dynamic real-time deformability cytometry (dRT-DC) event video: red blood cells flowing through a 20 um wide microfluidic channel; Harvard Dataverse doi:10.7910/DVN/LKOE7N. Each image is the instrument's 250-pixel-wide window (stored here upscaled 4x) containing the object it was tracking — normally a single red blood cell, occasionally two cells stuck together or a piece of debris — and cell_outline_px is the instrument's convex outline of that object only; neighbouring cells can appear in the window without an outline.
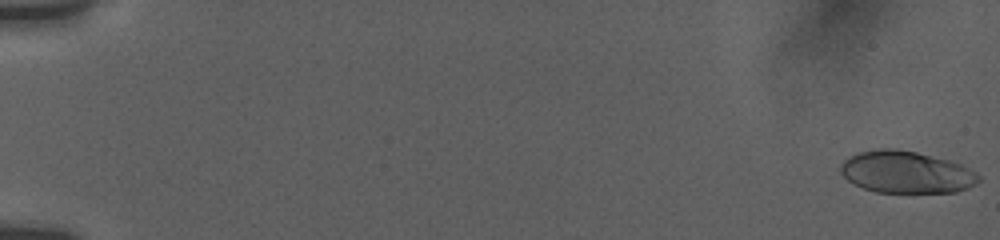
{"species": "human", "species_latin": "Homo sapiens", "temperature_condition": "room temperature", "stored_images_in_passage": 21, "camera_frame_rate_fps": 3000, "um_per_image_px": 0.085, "donor": {"sex": "female"}, "frame": {"image": 1, "passage_image": 1, "time_ms": 0.0, "image_size_px": [1000, 240], "cell_outline_px": [[980, 180], [976, 184], [968, 188], [956, 192], [876, 192], [864, 188], [848, 180], [840, 172], [840, 164], [844, 160], [856, 152], [880, 148], [892, 148], [916, 152], [948, 160], [960, 164], [976, 172], [980, 176]], "centroid_in_image_um": [77.02, 14.63], "position_along_channel_um": 8.0, "area_um2": 33.76}}
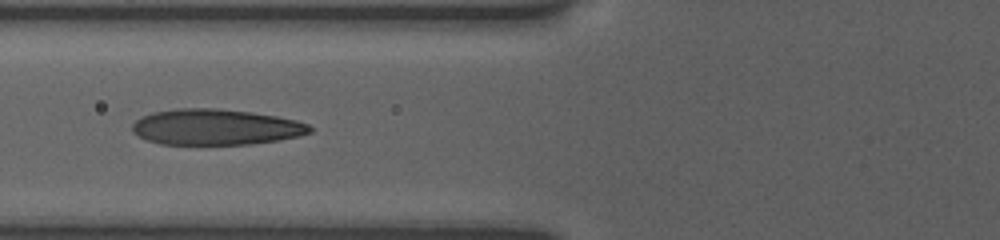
{"frame": {"image": 2, "passage_image": 16, "time_ms": 7.667, "image_size_px": [1000, 240], "cell_outline_px": [[312, 132], [296, 136], [276, 140], [248, 144], [160, 144], [148, 140], [132, 132], [132, 124], [136, 120], [152, 112], [176, 108], [216, 108], [248, 112], [276, 116], [296, 120], [308, 124], [312, 128]], "centroid_in_image_um": [18.3, 10.79], "position_along_channel_um": 107.5, "area_um2": 36.76}}
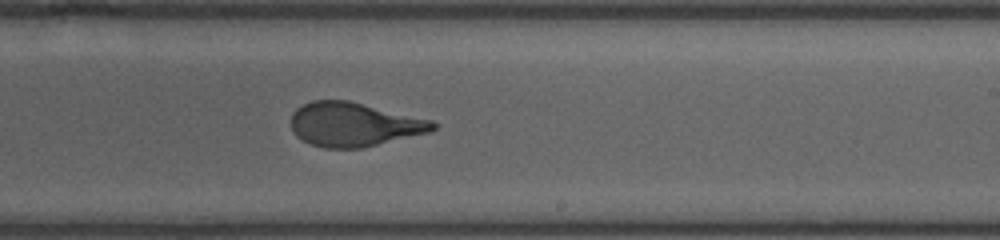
{"frame": {"image": 3, "passage_image": 21, "time_ms": 11.667, "image_size_px": [1000, 240], "cell_outline_px": [[440, 124], [432, 132], [360, 148], [324, 148], [312, 144], [296, 136], [292, 128], [292, 112], [296, 108], [312, 100], [348, 100], [432, 120]], "centroid_in_image_um": [30.12, 10.57], "position_along_channel_um": 258.9, "area_um2": 36.36}}